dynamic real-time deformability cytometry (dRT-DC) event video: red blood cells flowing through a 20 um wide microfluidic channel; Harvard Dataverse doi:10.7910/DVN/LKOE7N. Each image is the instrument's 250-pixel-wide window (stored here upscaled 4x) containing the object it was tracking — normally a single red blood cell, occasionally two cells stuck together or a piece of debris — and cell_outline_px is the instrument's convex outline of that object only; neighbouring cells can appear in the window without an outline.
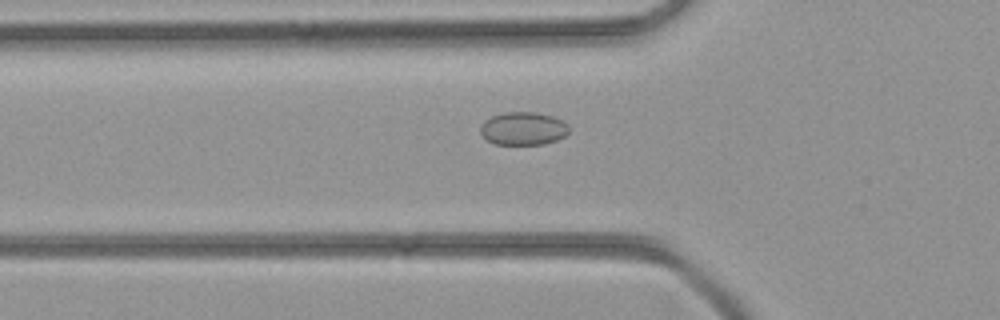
{"species": "common noctule bat (a hibernating species)", "species_latin": "Nyctalus noctula", "temperature_condition": "room temperature", "stored_images_in_passage": 39, "segment_of_instrument_passage": [1, 2], "camera_frame_rate_fps": 3000, "um_per_image_px": 0.085, "animal": {"sex": "female", "body_mass_g": 21.9}, "frame": {"image": 1, "passage_image": 15, "time_ms": 4.667, "image_size_px": [1000, 320], "cell_outline_px": [[568, 132], [564, 136], [556, 140], [544, 144], [496, 144], [488, 140], [480, 132], [480, 124], [484, 120], [492, 116], [504, 112], [536, 112], [552, 116], [564, 120], [568, 124]], "centroid_in_image_um": [44.48, 10.91], "position_along_channel_um": 81.3, "area_um2": 17.11}}
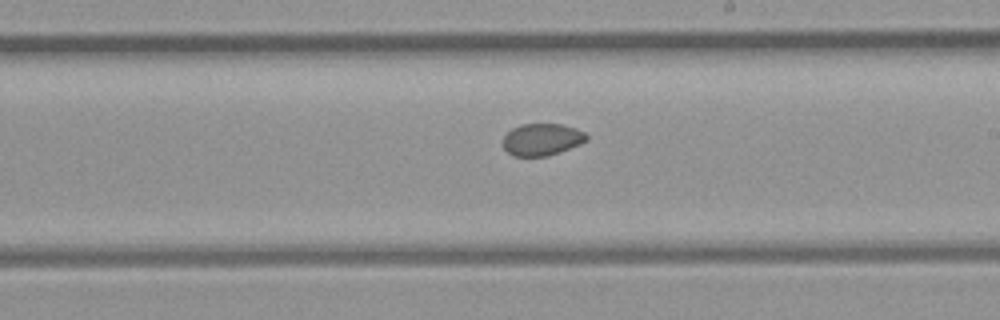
{"frame": {"image": 2, "passage_image": 25, "time_ms": 8.0, "image_size_px": [1000, 320], "cell_outline_px": [[588, 140], [580, 144], [548, 156], [512, 156], [504, 148], [504, 136], [512, 128], [520, 124], [560, 124], [576, 128], [584, 132], [588, 136]], "centroid_in_image_um": [46.07, 11.85], "position_along_channel_um": 242.9, "area_um2": 15.55}}
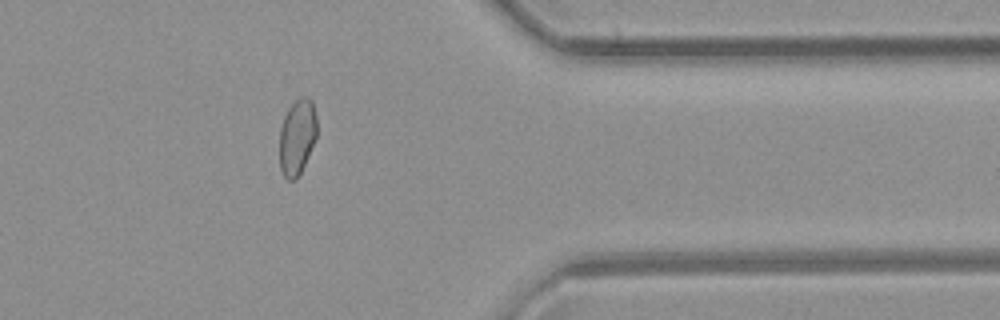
{"frame": {"image": 3, "passage_image": 35, "time_ms": 11.333, "image_size_px": [1000, 320], "cell_outline_px": [[316, 136], [304, 164], [296, 180], [288, 180], [284, 176], [280, 168], [280, 128], [284, 116], [288, 108], [300, 96], [308, 96], [312, 100], [316, 112]], "centroid_in_image_um": [25.25, 11.6], "position_along_channel_um": 386.1, "area_um2": 16.42}}